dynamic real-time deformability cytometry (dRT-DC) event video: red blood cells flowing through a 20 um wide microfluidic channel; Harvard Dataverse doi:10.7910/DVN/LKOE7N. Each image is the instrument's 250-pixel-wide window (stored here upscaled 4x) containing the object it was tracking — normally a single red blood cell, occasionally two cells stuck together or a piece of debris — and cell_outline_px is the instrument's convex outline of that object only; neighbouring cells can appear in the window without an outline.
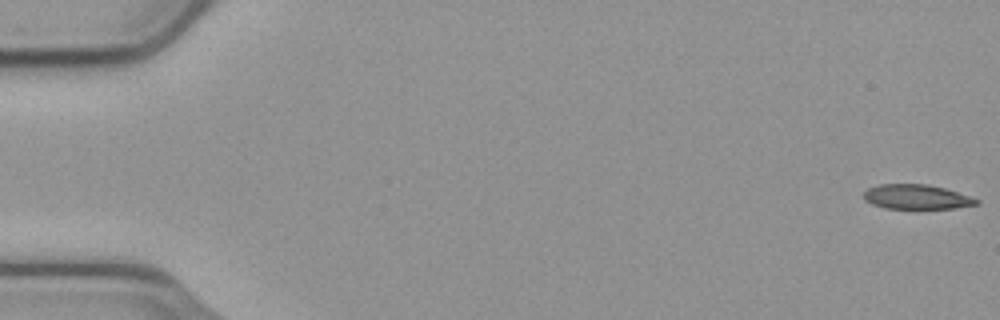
{"species": "common noctule bat (a hibernating species)", "species_latin": "Nyctalus noctula", "temperature_condition": "cold", "stored_images_in_passage": 53, "camera_frame_rate_fps": 3000, "um_per_image_px": 0.085, "animal": {"sex": "male", "body_mass_g": 23.1, "forearm_length_mm": 52.7}, "frame": {"image": 1, "passage_image": 1, "time_ms": 0.0, "image_size_px": [1000, 320], "cell_outline_px": [[980, 204], [956, 208], [884, 208], [872, 204], [864, 200], [864, 192], [868, 188], [880, 184], [928, 184], [944, 188], [980, 200]], "centroid_in_image_um": [77.9, 16.73], "position_along_channel_um": 7.1, "area_um2": 16.07}}
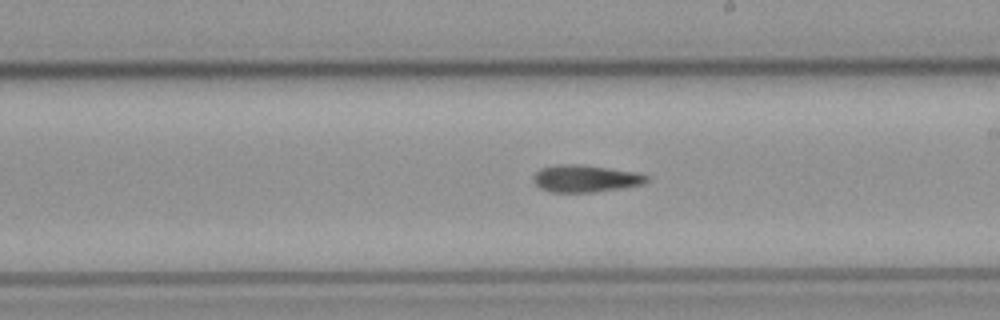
{"frame": {"image": 2, "passage_image": 32, "time_ms": 10.333, "image_size_px": [1000, 320], "cell_outline_px": [[648, 180], [644, 184], [624, 188], [596, 192], [548, 192], [540, 188], [532, 180], [532, 176], [540, 168], [560, 164], [580, 164], [636, 172], [648, 176]], "centroid_in_image_um": [49.74, 15.18], "position_along_channel_um": 239.3, "area_um2": 18.09}}
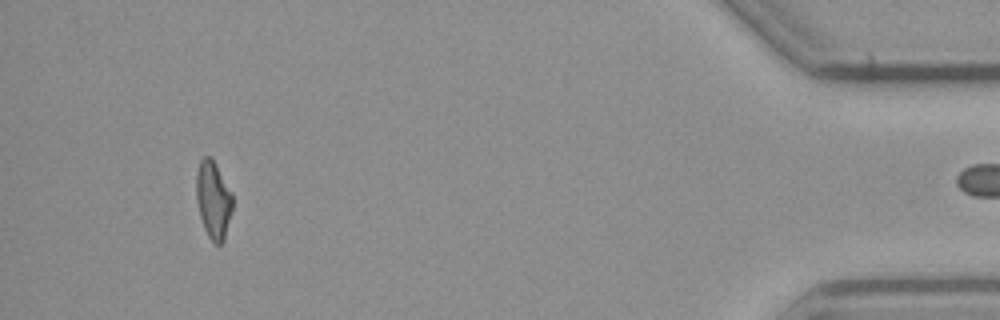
{"frame": {"image": 3, "passage_image": 52, "time_ms": 17.0, "image_size_px": [1000, 320], "cell_outline_px": [[232, 212], [224, 240], [220, 244], [216, 244], [208, 236], [204, 228], [200, 216], [196, 200], [196, 172], [200, 160], [204, 156], [212, 156], [232, 192]], "centroid_in_image_um": [18.13, 16.95], "position_along_channel_um": 417.1, "area_um2": 16.59}}